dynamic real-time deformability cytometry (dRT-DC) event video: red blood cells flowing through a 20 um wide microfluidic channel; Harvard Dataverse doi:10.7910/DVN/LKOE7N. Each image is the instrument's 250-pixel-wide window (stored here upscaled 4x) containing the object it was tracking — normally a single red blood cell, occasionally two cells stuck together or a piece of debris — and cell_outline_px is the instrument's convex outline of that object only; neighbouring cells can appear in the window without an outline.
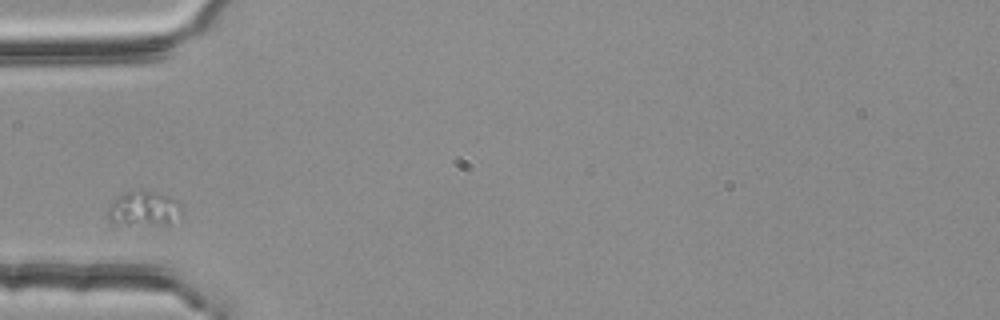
{"species": "common noctule bat (a hibernating species)", "species_latin": "Nyctalus noctula", "temperature_condition": "room temperature", "stored_images_in_passage": 1, "camera_frame_rate_fps": 3000, "um_per_image_px": 0.085, "animal": {"sex": "female", "body_mass_g": 25.1}, "frame": {"image": 1, "passage_image": 1, "time_ms": 0.0, "image_size_px": [1000, 320], "cell_outline_px": [[180, 212], [168, 224], [116, 228], [108, 220], [104, 208], [108, 204], [124, 192], [140, 188], [172, 196], [180, 204]], "centroid_in_image_um": [12.06, 17.77], "position_along_channel_um": 72.9, "area_um2": 16.18}}